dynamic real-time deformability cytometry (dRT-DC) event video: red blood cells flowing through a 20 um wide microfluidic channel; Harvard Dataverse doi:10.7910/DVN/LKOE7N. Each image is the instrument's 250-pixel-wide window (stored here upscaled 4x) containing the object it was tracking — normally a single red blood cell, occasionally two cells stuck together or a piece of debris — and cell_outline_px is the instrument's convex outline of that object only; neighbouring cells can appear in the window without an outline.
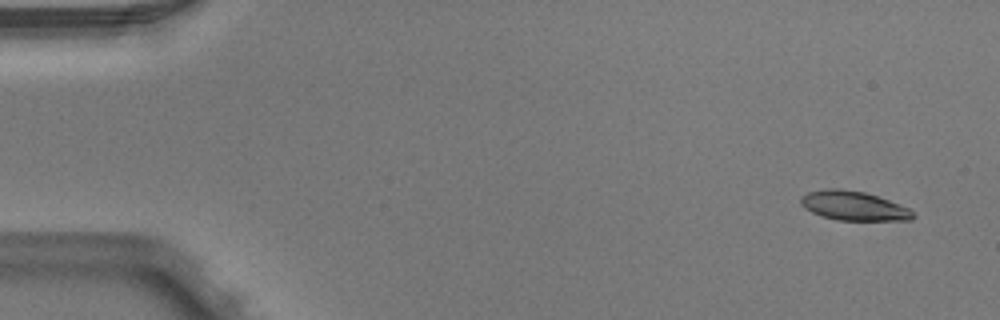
{"species": "Egyptian fruit bat (a non-hibernating species)", "species_latin": "Rousettus aegyptiacus", "temperature_condition": "warm", "stored_images_in_passage": 4, "camera_frame_rate_fps": 3000, "um_per_image_px": 0.085, "animal": {"sex": "male"}, "frame": {"image": 1, "passage_image": 1, "time_ms": 0.0, "image_size_px": [1000, 320], "cell_outline_px": [[916, 216], [912, 220], [836, 220], [812, 212], [804, 208], [800, 204], [800, 196], [808, 192], [824, 188], [840, 188], [864, 192], [888, 200], [908, 208]], "centroid_in_image_um": [72.52, 17.49], "position_along_channel_um": 12.5, "area_um2": 19.07}}
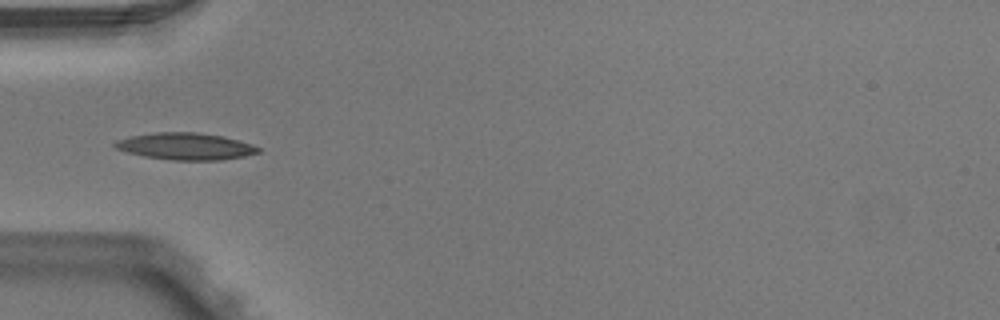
{"frame": {"image": 2, "passage_image": 4, "time_ms": 1.0, "image_size_px": [1000, 320], "cell_outline_px": [[260, 152], [244, 156], [220, 160], [172, 160], [144, 156], [128, 152], [116, 148], [112, 144], [116, 140], [132, 136], [156, 132], [196, 132], [224, 136], [252, 144], [260, 148]], "centroid_in_image_um": [15.79, 12.43], "position_along_channel_um": 69.2, "area_um2": 22.37}}